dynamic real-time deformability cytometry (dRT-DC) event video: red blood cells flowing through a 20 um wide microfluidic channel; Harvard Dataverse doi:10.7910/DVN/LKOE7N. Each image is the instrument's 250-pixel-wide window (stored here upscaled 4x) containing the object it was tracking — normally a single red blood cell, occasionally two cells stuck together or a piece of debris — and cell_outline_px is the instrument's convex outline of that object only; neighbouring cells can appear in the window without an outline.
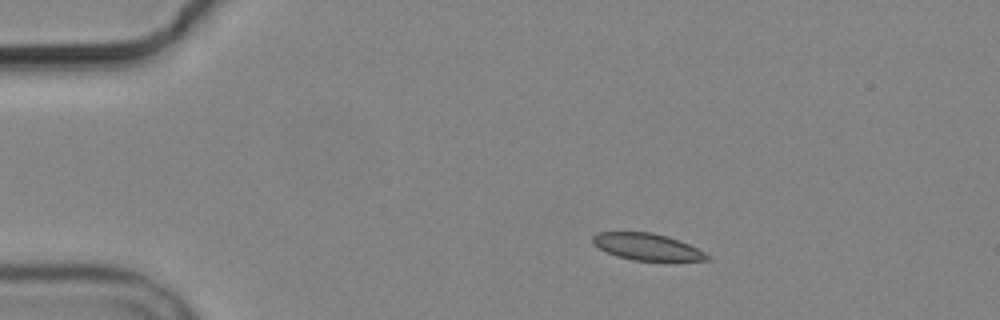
{"species": "common noctule bat (a hibernating species)", "species_latin": "Nyctalus noctula", "temperature_condition": "cold", "stored_images_in_passage": 4, "camera_frame_rate_fps": 3000, "um_per_image_px": 0.085, "animal": {"sex": "male", "body_mass_g": 19.2, "forearm_length_mm": 51.8}, "frame": {"image": 1, "passage_image": 2, "time_ms": 1.333, "image_size_px": [1000, 320], "cell_outline_px": [[712, 260], [632, 260], [616, 256], [592, 244], [592, 236], [596, 232], [652, 232], [668, 236], [680, 240], [712, 256]], "centroid_in_image_um": [54.99, 20.97], "position_along_channel_um": 30.0, "area_um2": 17.8}}